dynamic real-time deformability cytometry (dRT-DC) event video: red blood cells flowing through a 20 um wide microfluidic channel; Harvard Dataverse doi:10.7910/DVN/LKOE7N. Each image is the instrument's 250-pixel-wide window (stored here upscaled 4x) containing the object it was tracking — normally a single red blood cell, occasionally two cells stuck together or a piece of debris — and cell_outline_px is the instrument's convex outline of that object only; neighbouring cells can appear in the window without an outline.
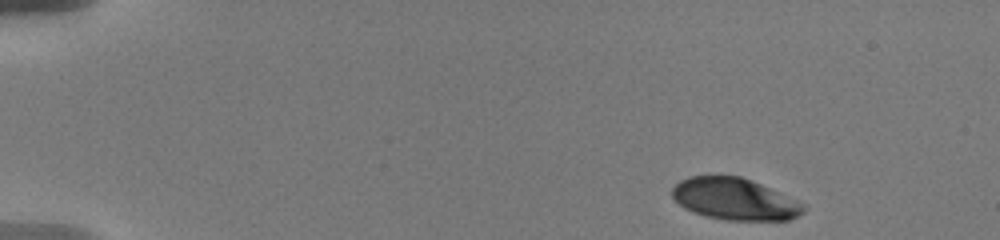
{"species": "human", "species_latin": "Homo sapiens", "temperature_condition": "warm", "stored_images_in_passage": 39, "camera_frame_rate_fps": 3000, "um_per_image_px": 0.085, "donor": {"sex": "male"}, "frame": {"image": 1, "passage_image": 1, "time_ms": 0.0, "image_size_px": [1000, 240], "cell_outline_px": [[808, 208], [800, 216], [788, 220], [724, 220], [704, 216], [692, 212], [684, 208], [672, 196], [672, 188], [680, 180], [688, 176], [740, 176], [752, 180], [796, 200], [804, 204]], "centroid_in_image_um": [62.45, 16.93], "position_along_channel_um": 22.5, "area_um2": 32.08}}
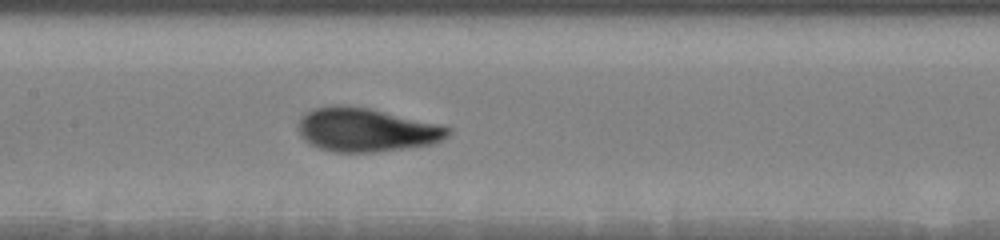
{"frame": {"image": 2, "passage_image": 18, "time_ms": 7.333, "image_size_px": [1000, 240], "cell_outline_px": [[452, 132], [444, 140], [432, 144], [408, 148], [376, 152], [332, 152], [308, 144], [300, 136], [300, 116], [312, 108], [332, 104], [344, 104], [368, 108], [440, 124], [452, 128]], "centroid_in_image_um": [31.14, 11.03], "position_along_channel_um": 176.3, "area_um2": 38.55}}
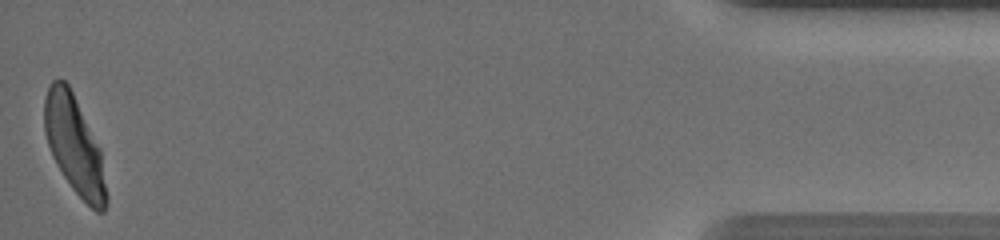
{"frame": {"image": 3, "passage_image": 39, "time_ms": 16.333, "image_size_px": [1000, 240], "cell_outline_px": [[108, 200], [104, 212], [96, 212], [72, 188], [56, 164], [52, 156], [44, 132], [44, 100], [48, 84], [52, 80], [60, 76], [68, 84], [100, 148], [108, 196]], "centroid_in_image_um": [6.31, 12.32], "position_along_channel_um": 428.9, "area_um2": 35.26}, "authors_computed_cell_mechanics": {"area_um2": 35.9516, "velocity_mm_per_s": 3.6394, "shape_relaxation_time_tau1_ms": 3.8606, "shape_relaxation_time_tau2_ms": null, "deformation_change_tau1": 0.1575, "deformation_change_tau2": null}}